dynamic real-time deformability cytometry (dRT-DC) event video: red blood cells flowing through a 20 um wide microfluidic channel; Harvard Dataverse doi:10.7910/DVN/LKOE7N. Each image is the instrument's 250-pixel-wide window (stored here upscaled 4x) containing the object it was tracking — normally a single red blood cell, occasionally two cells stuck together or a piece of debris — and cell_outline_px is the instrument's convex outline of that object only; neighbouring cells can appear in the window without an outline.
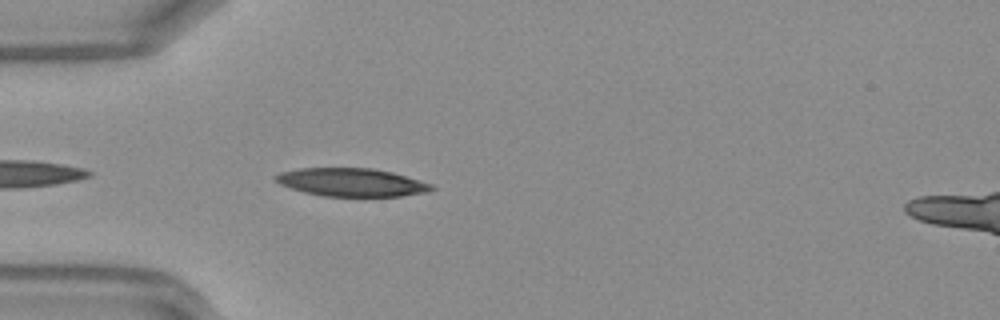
{"species": "Egyptian fruit bat (a non-hibernating species)", "species_latin": "Rousettus aegyptiacus", "temperature_condition": "warm", "stored_images_in_passage": 11, "camera_frame_rate_fps": 3000, "um_per_image_px": 0.085, "frame": {"image": 1, "passage_image": 2, "time_ms": 0.333, "image_size_px": [1000, 320], "cell_outline_px": [[436, 188], [428, 192], [400, 196], [320, 196], [304, 192], [280, 184], [272, 176], [280, 172], [300, 168], [372, 168], [392, 172], [432, 184]], "centroid_in_image_um": [29.87, 15.49], "position_along_channel_um": 55.1, "area_um2": 25.55}}
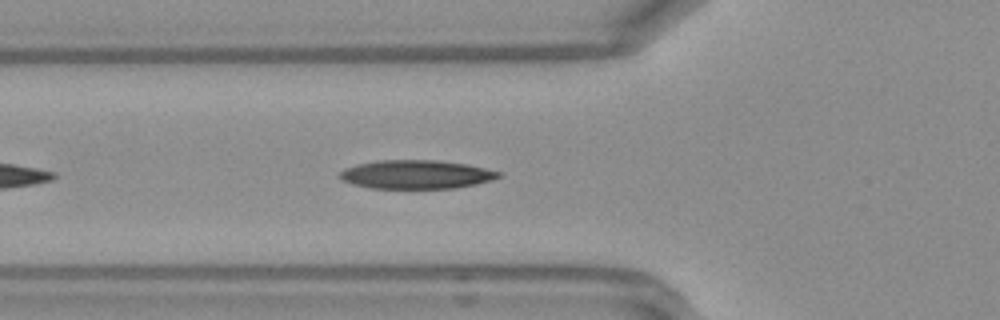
{"frame": {"image": 2, "passage_image": 5, "time_ms": 1.333, "image_size_px": [1000, 320], "cell_outline_px": [[504, 176], [492, 180], [476, 184], [456, 188], [372, 188], [352, 184], [336, 176], [344, 168], [356, 164], [376, 160], [436, 160], [464, 164], [504, 172]], "centroid_in_image_um": [35.39, 14.82], "position_along_channel_um": 90.4, "area_um2": 26.7}}
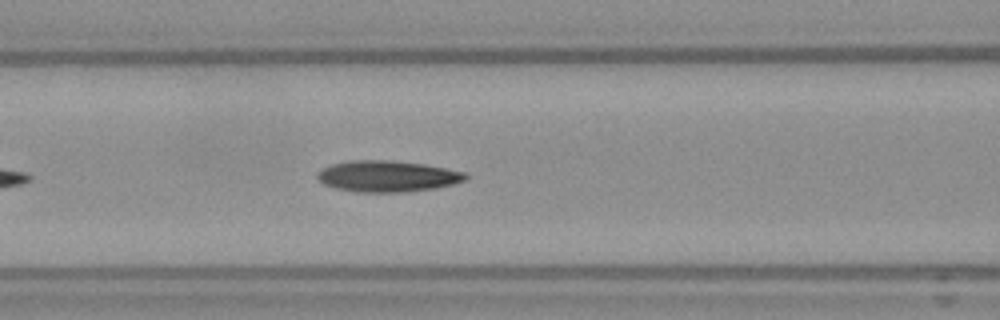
{"frame": {"image": 3, "passage_image": 8, "time_ms": 2.333, "image_size_px": [1000, 320], "cell_outline_px": [[468, 176], [464, 180], [452, 184], [436, 188], [404, 192], [356, 192], [336, 188], [324, 184], [316, 176], [316, 172], [332, 164], [352, 160], [392, 160], [424, 164], [464, 172]], "centroid_in_image_um": [32.91, 14.98], "position_along_channel_um": 133.7, "area_um2": 26.82}}